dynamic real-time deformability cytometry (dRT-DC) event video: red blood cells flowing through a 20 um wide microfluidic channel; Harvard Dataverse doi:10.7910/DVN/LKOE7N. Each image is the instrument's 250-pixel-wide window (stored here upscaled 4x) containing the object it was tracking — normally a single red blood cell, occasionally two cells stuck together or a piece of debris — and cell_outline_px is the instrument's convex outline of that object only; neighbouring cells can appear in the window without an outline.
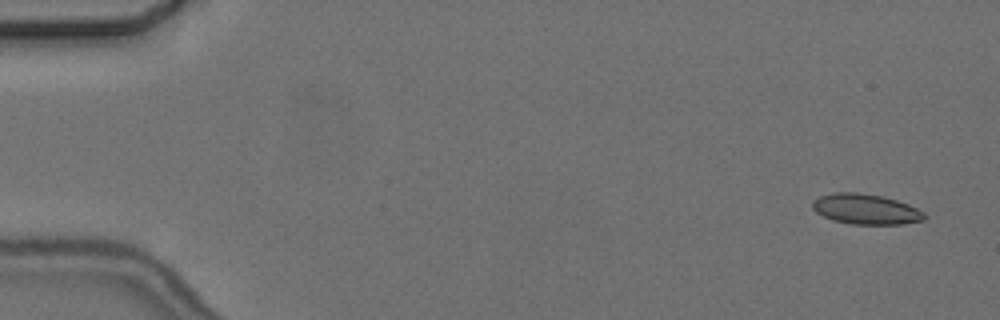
{"species": "common noctule bat (a hibernating species)", "species_latin": "Nyctalus noctula", "temperature_condition": "cold", "stored_images_in_passage": 6, "camera_frame_rate_fps": 3000, "um_per_image_px": 0.085, "animal": {"sex": "female", "body_mass_g": 24.6, "forearm_length_mm": 56.2}, "frame": {"image": 1, "passage_image": 1, "time_ms": 0.0, "image_size_px": [1000, 320], "cell_outline_px": [[928, 216], [924, 220], [904, 224], [852, 224], [832, 220], [816, 212], [812, 208], [812, 200], [820, 196], [836, 192], [856, 192], [884, 196], [908, 204], [924, 212]], "centroid_in_image_um": [73.6, 17.78], "position_along_channel_um": 11.4, "area_um2": 19.88}}